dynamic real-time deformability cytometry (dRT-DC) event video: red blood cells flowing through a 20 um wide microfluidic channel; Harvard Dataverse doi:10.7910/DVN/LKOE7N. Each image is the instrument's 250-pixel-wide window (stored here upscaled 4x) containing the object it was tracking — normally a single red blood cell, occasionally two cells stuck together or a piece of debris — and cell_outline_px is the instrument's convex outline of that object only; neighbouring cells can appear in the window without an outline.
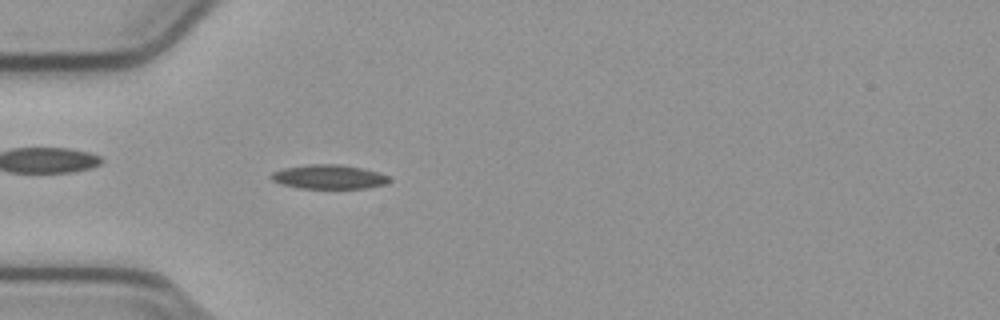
{"species": "common noctule bat (a hibernating species)", "species_latin": "Nyctalus noctula", "temperature_condition": "cold", "stored_images_in_passage": 49, "camera_frame_rate_fps": 3000, "um_per_image_px": 0.085, "animal": {"sex": "male", "body_mass_g": 23.1, "forearm_length_mm": 52.7}, "frame": {"image": 1, "passage_image": 11, "time_ms": 3.333, "image_size_px": [1000, 320], "cell_outline_px": [[392, 180], [384, 184], [364, 188], [300, 188], [280, 184], [272, 180], [268, 176], [272, 172], [284, 168], [308, 164], [340, 164], [380, 172], [392, 176]], "centroid_in_image_um": [27.96, 15.02], "position_along_channel_um": 57.0, "area_um2": 16.76}}
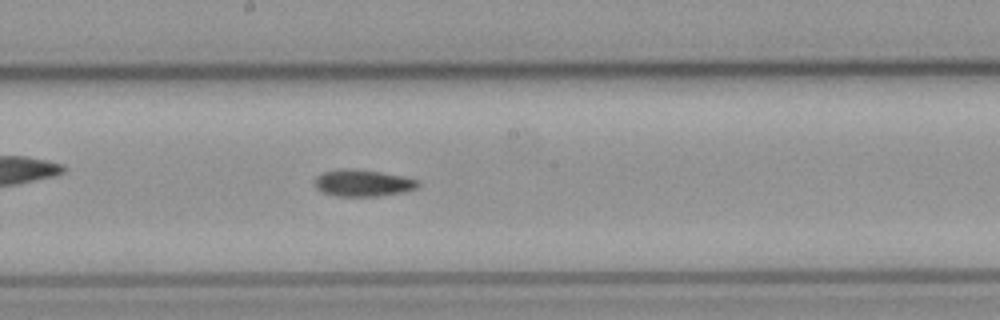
{"frame": {"image": 2, "passage_image": 24, "time_ms": 7.667, "image_size_px": [1000, 320], "cell_outline_px": [[420, 184], [416, 188], [400, 192], [376, 196], [336, 196], [324, 192], [316, 188], [316, 176], [324, 172], [344, 168], [348, 168], [380, 172], [420, 180]], "centroid_in_image_um": [30.84, 15.55], "position_along_channel_um": 217.4, "area_um2": 15.78}}
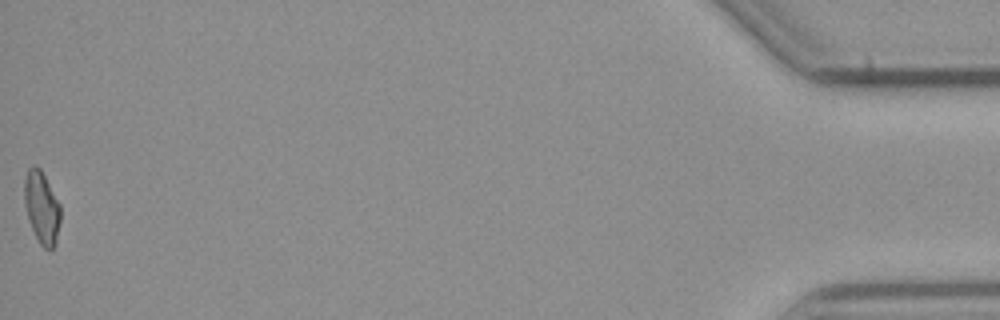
{"frame": {"image": 3, "passage_image": 49, "time_ms": 16.0, "image_size_px": [1000, 320], "cell_outline_px": [[60, 220], [56, 244], [52, 248], [44, 248], [40, 244], [32, 228], [24, 204], [24, 180], [28, 168], [32, 164], [36, 164], [40, 168], [60, 204]], "centroid_in_image_um": [3.54, 17.6], "position_along_channel_um": 431.7, "area_um2": 15.14}}